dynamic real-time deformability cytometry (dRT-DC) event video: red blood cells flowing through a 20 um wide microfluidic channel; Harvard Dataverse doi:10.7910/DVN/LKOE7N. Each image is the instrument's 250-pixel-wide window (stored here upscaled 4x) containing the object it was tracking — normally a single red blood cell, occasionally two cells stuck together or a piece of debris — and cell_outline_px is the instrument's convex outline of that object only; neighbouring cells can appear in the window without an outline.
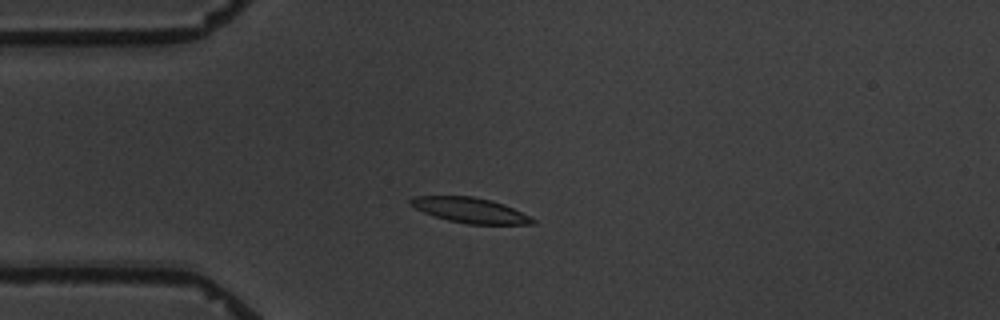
{"species": "common noctule bat (a hibernating species)", "species_latin": "Nyctalus noctula", "temperature_condition": "warm", "stored_images_in_passage": 9, "camera_frame_rate_fps": 3000, "um_per_image_px": 0.085, "animal": {"sex": "male", "body_mass_g": 19.5, "forearm_length_mm": 54.6}, "frame": {"image": 1, "passage_image": 2, "time_ms": 1.333, "image_size_px": [1000, 320], "cell_outline_px": [[536, 224], [468, 224], [448, 220], [424, 212], [408, 204], [408, 200], [412, 196], [472, 196], [492, 200], [504, 204], [536, 220]], "centroid_in_image_um": [39.93, 17.86], "position_along_channel_um": 45.1, "area_um2": 17.8}}
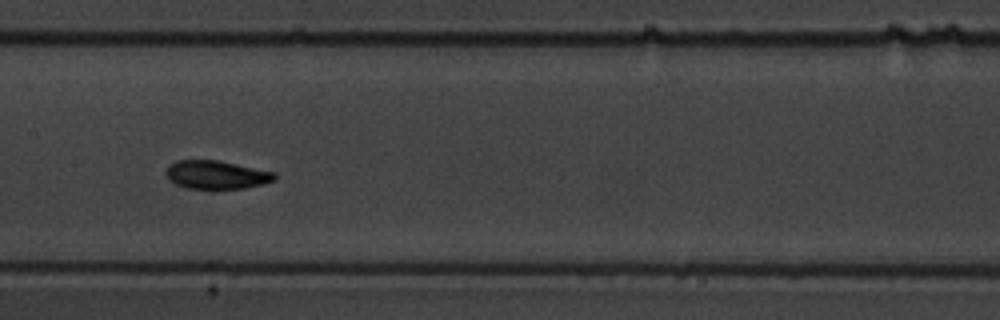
{"frame": {"image": 2, "passage_image": 6, "time_ms": 6.0, "image_size_px": [1000, 320], "cell_outline_px": [[276, 180], [264, 184], [244, 188], [188, 188], [176, 184], [164, 172], [164, 168], [168, 164], [176, 160], [216, 160], [276, 172]], "centroid_in_image_um": [18.39, 14.84], "position_along_channel_um": 189.0, "area_um2": 17.92}}
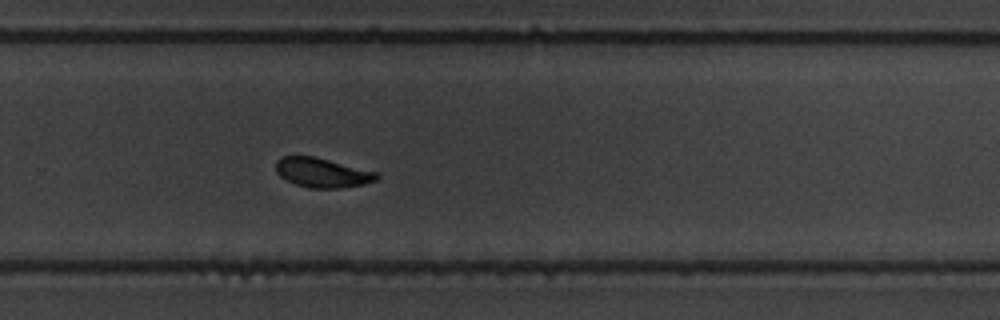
{"frame": {"image": 3, "passage_image": 9, "time_ms": 9.333, "image_size_px": [1000, 320], "cell_outline_px": [[380, 176], [376, 180], [364, 184], [340, 188], [308, 188], [284, 180], [276, 172], [276, 160], [280, 156], [312, 156], [376, 172]], "centroid_in_image_um": [27.34, 14.68], "position_along_channel_um": 302.5, "area_um2": 17.22}}